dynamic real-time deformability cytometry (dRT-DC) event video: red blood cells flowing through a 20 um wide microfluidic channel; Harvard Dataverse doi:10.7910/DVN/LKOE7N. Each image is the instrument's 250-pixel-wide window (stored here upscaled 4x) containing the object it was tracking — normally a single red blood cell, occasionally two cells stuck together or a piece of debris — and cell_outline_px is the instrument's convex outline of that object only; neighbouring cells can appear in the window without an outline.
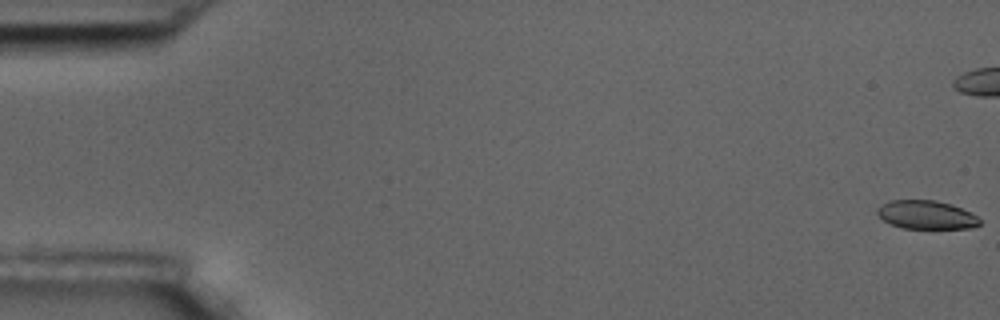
{"species": "common noctule bat (a hibernating species)", "species_latin": "Nyctalus noctula", "temperature_condition": "room temperature", "stored_images_in_passage": 8, "camera_frame_rate_fps": 3000, "um_per_image_px": 0.085, "animal": {"sex": "male", "body_mass_g": 17.5, "forearm_length_mm": 52.3}, "frame": {"image": 1, "passage_image": 1, "time_ms": 0.0, "image_size_px": [1000, 320], "cell_outline_px": [[980, 224], [972, 228], [904, 228], [892, 224], [884, 220], [876, 212], [876, 208], [880, 204], [888, 200], [936, 200], [952, 204], [976, 216], [980, 220]], "centroid_in_image_um": [78.7, 18.24], "position_along_channel_um": 6.3, "area_um2": 16.94}}
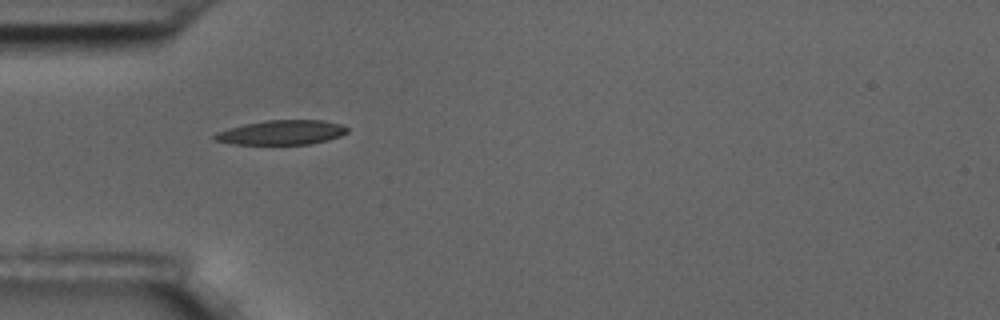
{"frame": {"image": 2, "passage_image": 7, "time_ms": 2.0, "image_size_px": [1000, 320], "cell_outline_px": [[348, 132], [340, 136], [328, 140], [308, 144], [232, 144], [212, 140], [212, 136], [216, 132], [228, 128], [244, 124], [264, 120], [324, 120], [340, 124], [348, 128]], "centroid_in_image_um": [23.9, 11.26], "position_along_channel_um": 61.1, "area_um2": 19.07}}